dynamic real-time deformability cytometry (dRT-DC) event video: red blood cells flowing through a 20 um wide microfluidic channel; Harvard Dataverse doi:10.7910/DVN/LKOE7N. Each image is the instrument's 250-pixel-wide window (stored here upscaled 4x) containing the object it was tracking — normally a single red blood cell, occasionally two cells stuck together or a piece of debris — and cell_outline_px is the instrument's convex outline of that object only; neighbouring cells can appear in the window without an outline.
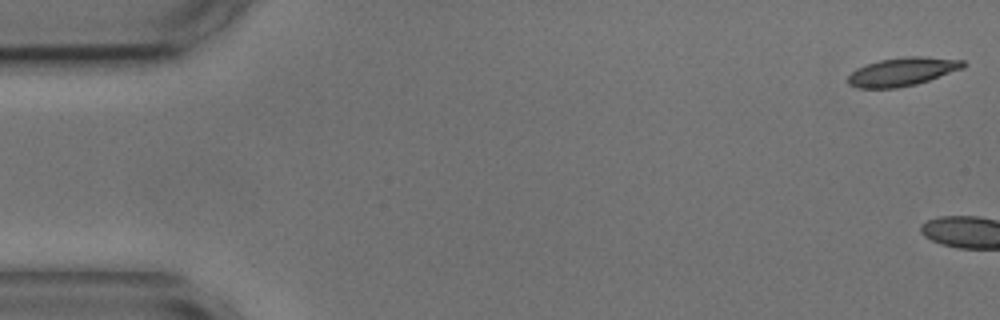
{"species": "common noctule bat (a hibernating species)", "species_latin": "Nyctalus noctula", "temperature_condition": "cold", "stored_images_in_passage": 5, "camera_frame_rate_fps": 3000, "um_per_image_px": 0.085, "animal": {"sex": "male", "body_mass_g": 17.9, "forearm_length_mm": 54.2}, "frame": {"image": 1, "passage_image": 1, "time_ms": 0.0, "image_size_px": [1000, 320], "cell_outline_px": [[968, 64], [964, 68], [916, 84], [896, 88], [856, 88], [848, 84], [848, 76], [856, 68], [880, 60], [904, 56], [924, 56], [964, 60]], "centroid_in_image_um": [76.72, 6.09], "position_along_channel_um": 8.3, "area_um2": 19.13}}
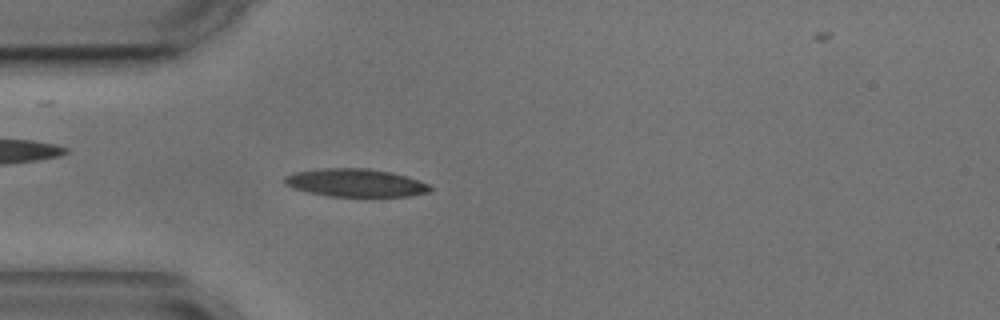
{"frame": {"image": 2, "passage_image": 5, "time_ms": 5.667, "image_size_px": [1000, 320], "cell_outline_px": [[432, 188], [428, 192], [408, 196], [328, 196], [308, 192], [292, 188], [284, 184], [284, 176], [292, 172], [324, 168], [368, 168], [392, 172], [408, 176], [428, 184]], "centroid_in_image_um": [30.18, 15.53], "position_along_channel_um": 54.8, "area_um2": 23.81}}